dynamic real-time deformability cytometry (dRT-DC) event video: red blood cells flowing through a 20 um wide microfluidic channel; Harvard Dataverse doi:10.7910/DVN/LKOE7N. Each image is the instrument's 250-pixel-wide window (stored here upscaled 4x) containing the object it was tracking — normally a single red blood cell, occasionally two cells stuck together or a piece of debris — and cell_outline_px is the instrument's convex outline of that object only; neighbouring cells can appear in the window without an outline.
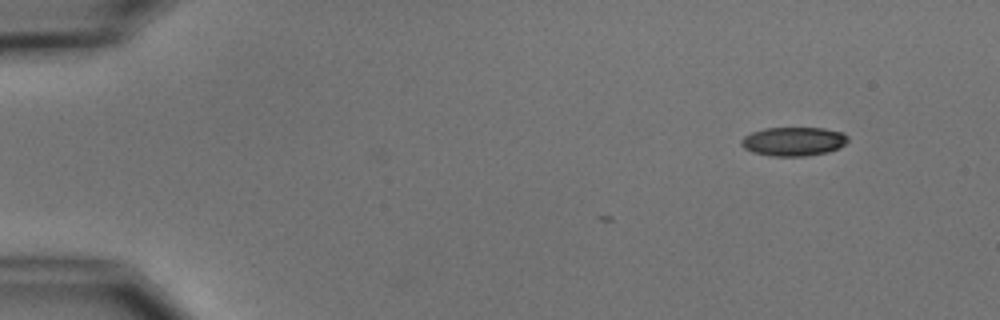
{"species": "common noctule bat (a hibernating species)", "species_latin": "Nyctalus noctula", "temperature_condition": "cold", "stored_images_in_passage": 3, "camera_frame_rate_fps": 3000, "um_per_image_px": 0.085, "animal": {"sex": "male", "body_mass_g": 15.6}, "frame": {"image": 1, "passage_image": 3, "time_ms": 2.333, "image_size_px": [1000, 320], "cell_outline_px": [[848, 140], [840, 148], [828, 152], [808, 156], [768, 156], [752, 152], [744, 148], [740, 144], [740, 140], [744, 136], [752, 132], [764, 128], [824, 128], [844, 132], [848, 136]], "centroid_in_image_um": [67.45, 12.02], "position_along_channel_um": 17.5, "area_um2": 18.21}}